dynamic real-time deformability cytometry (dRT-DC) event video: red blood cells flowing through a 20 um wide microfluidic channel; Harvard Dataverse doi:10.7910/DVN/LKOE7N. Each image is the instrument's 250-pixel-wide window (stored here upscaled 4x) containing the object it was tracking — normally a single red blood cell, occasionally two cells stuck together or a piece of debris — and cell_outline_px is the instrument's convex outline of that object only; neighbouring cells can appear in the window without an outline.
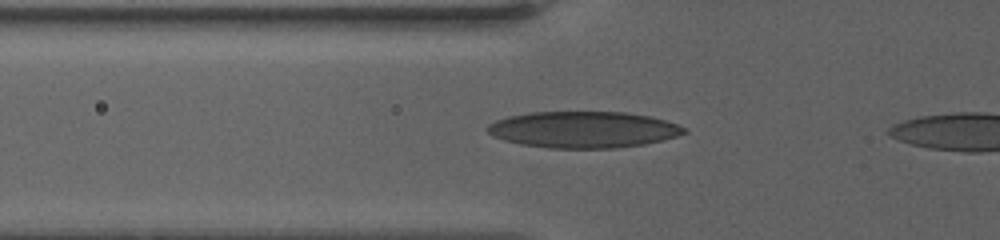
{"species": "human", "species_latin": "Homo sapiens", "temperature_condition": "warm", "stored_images_in_passage": 4, "segment_of_instrument_passage": [1, 2], "camera_frame_rate_fps": 3000, "um_per_image_px": 0.085, "donor": {"sex": "female"}, "frame": {"image": 1, "passage_image": 2, "time_ms": 0.667, "image_size_px": [1000, 240], "cell_outline_px": [[688, 132], [676, 136], [644, 144], [616, 148], [548, 148], [520, 144], [504, 140], [492, 136], [484, 128], [488, 124], [496, 120], [508, 116], [528, 112], [624, 112], [648, 116], [664, 120], [688, 128]], "centroid_in_image_um": [49.54, 11.01], "position_along_channel_um": 76.3, "area_um2": 41.79}}